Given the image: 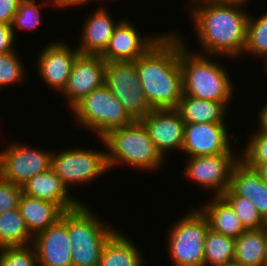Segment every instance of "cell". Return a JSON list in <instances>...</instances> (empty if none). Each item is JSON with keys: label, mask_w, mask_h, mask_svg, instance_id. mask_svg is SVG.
Returning <instances> with one entry per match:
<instances>
[{"label": "cell", "mask_w": 267, "mask_h": 266, "mask_svg": "<svg viewBox=\"0 0 267 266\" xmlns=\"http://www.w3.org/2000/svg\"><path fill=\"white\" fill-rule=\"evenodd\" d=\"M190 20L203 55L240 58L246 45L249 11L236 5L190 0Z\"/></svg>", "instance_id": "6da1fadb"}, {"label": "cell", "mask_w": 267, "mask_h": 266, "mask_svg": "<svg viewBox=\"0 0 267 266\" xmlns=\"http://www.w3.org/2000/svg\"><path fill=\"white\" fill-rule=\"evenodd\" d=\"M134 63L152 110L176 109L183 95L177 32L163 33Z\"/></svg>", "instance_id": "7a4b0ae2"}, {"label": "cell", "mask_w": 267, "mask_h": 266, "mask_svg": "<svg viewBox=\"0 0 267 266\" xmlns=\"http://www.w3.org/2000/svg\"><path fill=\"white\" fill-rule=\"evenodd\" d=\"M189 43L179 35V64L182 71L183 95L193 98L231 102L234 100V83L228 68L216 58L190 50ZM213 59H212V58Z\"/></svg>", "instance_id": "3957f363"}, {"label": "cell", "mask_w": 267, "mask_h": 266, "mask_svg": "<svg viewBox=\"0 0 267 266\" xmlns=\"http://www.w3.org/2000/svg\"><path fill=\"white\" fill-rule=\"evenodd\" d=\"M106 149L109 170L117 166L153 172L162 168L166 159L157 151L141 121L109 131L99 138ZM164 162V163H163ZM163 164V165H162Z\"/></svg>", "instance_id": "277c9868"}, {"label": "cell", "mask_w": 267, "mask_h": 266, "mask_svg": "<svg viewBox=\"0 0 267 266\" xmlns=\"http://www.w3.org/2000/svg\"><path fill=\"white\" fill-rule=\"evenodd\" d=\"M91 209L87 203H82L76 209L67 211L72 266H99L102 248L118 228L107 221L105 223Z\"/></svg>", "instance_id": "5b68a950"}, {"label": "cell", "mask_w": 267, "mask_h": 266, "mask_svg": "<svg viewBox=\"0 0 267 266\" xmlns=\"http://www.w3.org/2000/svg\"><path fill=\"white\" fill-rule=\"evenodd\" d=\"M187 212L167 230V255L171 266H204V242L209 223L197 207Z\"/></svg>", "instance_id": "8992f818"}, {"label": "cell", "mask_w": 267, "mask_h": 266, "mask_svg": "<svg viewBox=\"0 0 267 266\" xmlns=\"http://www.w3.org/2000/svg\"><path fill=\"white\" fill-rule=\"evenodd\" d=\"M75 123L102 138L109 131L134 122L123 105L104 85L93 90L79 101L71 110Z\"/></svg>", "instance_id": "52a82bcc"}, {"label": "cell", "mask_w": 267, "mask_h": 266, "mask_svg": "<svg viewBox=\"0 0 267 266\" xmlns=\"http://www.w3.org/2000/svg\"><path fill=\"white\" fill-rule=\"evenodd\" d=\"M59 151H53L51 168L69 191L74 185L91 184L110 171L105 150L73 146Z\"/></svg>", "instance_id": "ba28073f"}, {"label": "cell", "mask_w": 267, "mask_h": 266, "mask_svg": "<svg viewBox=\"0 0 267 266\" xmlns=\"http://www.w3.org/2000/svg\"><path fill=\"white\" fill-rule=\"evenodd\" d=\"M105 86L134 121H141L152 111L134 62H106Z\"/></svg>", "instance_id": "9c48e42d"}, {"label": "cell", "mask_w": 267, "mask_h": 266, "mask_svg": "<svg viewBox=\"0 0 267 266\" xmlns=\"http://www.w3.org/2000/svg\"><path fill=\"white\" fill-rule=\"evenodd\" d=\"M39 149L18 140L10 141L0 151V177L23 186L36 174L51 169L53 149Z\"/></svg>", "instance_id": "30bf717a"}, {"label": "cell", "mask_w": 267, "mask_h": 266, "mask_svg": "<svg viewBox=\"0 0 267 266\" xmlns=\"http://www.w3.org/2000/svg\"><path fill=\"white\" fill-rule=\"evenodd\" d=\"M219 153L216 155L187 158L183 169L185 177L201 188L211 191V196H222L230 186L232 169L240 160V153ZM214 193H213V192Z\"/></svg>", "instance_id": "8fae6325"}, {"label": "cell", "mask_w": 267, "mask_h": 266, "mask_svg": "<svg viewBox=\"0 0 267 266\" xmlns=\"http://www.w3.org/2000/svg\"><path fill=\"white\" fill-rule=\"evenodd\" d=\"M228 123H194L185 124L182 153L187 158L235 153L233 148L239 145L240 138L229 134ZM232 137H234L232 139ZM233 143V144H232Z\"/></svg>", "instance_id": "7c38bea8"}, {"label": "cell", "mask_w": 267, "mask_h": 266, "mask_svg": "<svg viewBox=\"0 0 267 266\" xmlns=\"http://www.w3.org/2000/svg\"><path fill=\"white\" fill-rule=\"evenodd\" d=\"M106 61L101 56L79 54L74 60L70 76L60 93L71 110L93 90L105 85Z\"/></svg>", "instance_id": "4fadbf2b"}, {"label": "cell", "mask_w": 267, "mask_h": 266, "mask_svg": "<svg viewBox=\"0 0 267 266\" xmlns=\"http://www.w3.org/2000/svg\"><path fill=\"white\" fill-rule=\"evenodd\" d=\"M71 47L62 40H54L43 46L36 58L35 67L40 79L59 95L67 84L74 60L80 54L77 47Z\"/></svg>", "instance_id": "5bb4252c"}, {"label": "cell", "mask_w": 267, "mask_h": 266, "mask_svg": "<svg viewBox=\"0 0 267 266\" xmlns=\"http://www.w3.org/2000/svg\"><path fill=\"white\" fill-rule=\"evenodd\" d=\"M129 19H122L115 27L106 51L101 57L106 62H135L163 35L140 34Z\"/></svg>", "instance_id": "9a60e30c"}, {"label": "cell", "mask_w": 267, "mask_h": 266, "mask_svg": "<svg viewBox=\"0 0 267 266\" xmlns=\"http://www.w3.org/2000/svg\"><path fill=\"white\" fill-rule=\"evenodd\" d=\"M141 122L164 159L170 152L181 153L185 123L176 109L152 110Z\"/></svg>", "instance_id": "2e32d148"}, {"label": "cell", "mask_w": 267, "mask_h": 266, "mask_svg": "<svg viewBox=\"0 0 267 266\" xmlns=\"http://www.w3.org/2000/svg\"><path fill=\"white\" fill-rule=\"evenodd\" d=\"M38 266H72V246L67 228V211L47 229L33 236Z\"/></svg>", "instance_id": "e0dca14e"}, {"label": "cell", "mask_w": 267, "mask_h": 266, "mask_svg": "<svg viewBox=\"0 0 267 266\" xmlns=\"http://www.w3.org/2000/svg\"><path fill=\"white\" fill-rule=\"evenodd\" d=\"M108 9L100 5L93 14L85 16L77 46L80 54L101 56L106 51L115 27L122 20L115 21Z\"/></svg>", "instance_id": "ac0fdd59"}, {"label": "cell", "mask_w": 267, "mask_h": 266, "mask_svg": "<svg viewBox=\"0 0 267 266\" xmlns=\"http://www.w3.org/2000/svg\"><path fill=\"white\" fill-rule=\"evenodd\" d=\"M22 192L37 199L51 201L64 212L85 203L67 189L52 168L33 176L22 186Z\"/></svg>", "instance_id": "d6986e66"}, {"label": "cell", "mask_w": 267, "mask_h": 266, "mask_svg": "<svg viewBox=\"0 0 267 266\" xmlns=\"http://www.w3.org/2000/svg\"><path fill=\"white\" fill-rule=\"evenodd\" d=\"M229 188L236 195L251 200L267 222V184L254 168L239 160L232 169Z\"/></svg>", "instance_id": "ffe728a7"}, {"label": "cell", "mask_w": 267, "mask_h": 266, "mask_svg": "<svg viewBox=\"0 0 267 266\" xmlns=\"http://www.w3.org/2000/svg\"><path fill=\"white\" fill-rule=\"evenodd\" d=\"M209 200L199 207L196 206L207 218L209 229L234 239L247 230L232 206L222 196H212Z\"/></svg>", "instance_id": "44dd1931"}, {"label": "cell", "mask_w": 267, "mask_h": 266, "mask_svg": "<svg viewBox=\"0 0 267 266\" xmlns=\"http://www.w3.org/2000/svg\"><path fill=\"white\" fill-rule=\"evenodd\" d=\"M131 238L117 229L102 248L99 266H145L143 251Z\"/></svg>", "instance_id": "7402d4cb"}, {"label": "cell", "mask_w": 267, "mask_h": 266, "mask_svg": "<svg viewBox=\"0 0 267 266\" xmlns=\"http://www.w3.org/2000/svg\"><path fill=\"white\" fill-rule=\"evenodd\" d=\"M231 102H217L182 95L176 110L185 124L227 123ZM226 119V120H225Z\"/></svg>", "instance_id": "603a6c76"}, {"label": "cell", "mask_w": 267, "mask_h": 266, "mask_svg": "<svg viewBox=\"0 0 267 266\" xmlns=\"http://www.w3.org/2000/svg\"><path fill=\"white\" fill-rule=\"evenodd\" d=\"M18 209L25 224L34 236L56 223L64 211L55 203L21 193Z\"/></svg>", "instance_id": "cb8c5ba5"}, {"label": "cell", "mask_w": 267, "mask_h": 266, "mask_svg": "<svg viewBox=\"0 0 267 266\" xmlns=\"http://www.w3.org/2000/svg\"><path fill=\"white\" fill-rule=\"evenodd\" d=\"M234 260L242 266H267L265 226L246 230L235 239Z\"/></svg>", "instance_id": "d4e9b609"}, {"label": "cell", "mask_w": 267, "mask_h": 266, "mask_svg": "<svg viewBox=\"0 0 267 266\" xmlns=\"http://www.w3.org/2000/svg\"><path fill=\"white\" fill-rule=\"evenodd\" d=\"M32 243L33 235L18 208L0 214V248L28 246Z\"/></svg>", "instance_id": "484cf974"}, {"label": "cell", "mask_w": 267, "mask_h": 266, "mask_svg": "<svg viewBox=\"0 0 267 266\" xmlns=\"http://www.w3.org/2000/svg\"><path fill=\"white\" fill-rule=\"evenodd\" d=\"M204 247V266H220L234 260V238L208 229Z\"/></svg>", "instance_id": "4316f807"}, {"label": "cell", "mask_w": 267, "mask_h": 266, "mask_svg": "<svg viewBox=\"0 0 267 266\" xmlns=\"http://www.w3.org/2000/svg\"><path fill=\"white\" fill-rule=\"evenodd\" d=\"M253 55L263 62L267 59V11L259 17L249 15L247 23L246 45L241 56Z\"/></svg>", "instance_id": "83f0119b"}, {"label": "cell", "mask_w": 267, "mask_h": 266, "mask_svg": "<svg viewBox=\"0 0 267 266\" xmlns=\"http://www.w3.org/2000/svg\"><path fill=\"white\" fill-rule=\"evenodd\" d=\"M39 0H21L16 14L13 16L11 28L14 32L15 38H17L16 31L25 30L33 31L37 29L41 23L42 15L41 8L45 5H53L52 0H43L42 3L37 2ZM50 3V4H49ZM42 4V5H41ZM45 4V5H44ZM18 29V30H16Z\"/></svg>", "instance_id": "f1b7e54d"}, {"label": "cell", "mask_w": 267, "mask_h": 266, "mask_svg": "<svg viewBox=\"0 0 267 266\" xmlns=\"http://www.w3.org/2000/svg\"><path fill=\"white\" fill-rule=\"evenodd\" d=\"M222 197L232 206L247 230L260 229L266 225L267 222L262 218L251 200L236 195L230 188L222 194Z\"/></svg>", "instance_id": "f546056e"}, {"label": "cell", "mask_w": 267, "mask_h": 266, "mask_svg": "<svg viewBox=\"0 0 267 266\" xmlns=\"http://www.w3.org/2000/svg\"><path fill=\"white\" fill-rule=\"evenodd\" d=\"M18 51L0 53V89L22 83L25 78V68Z\"/></svg>", "instance_id": "4dcf8cb0"}, {"label": "cell", "mask_w": 267, "mask_h": 266, "mask_svg": "<svg viewBox=\"0 0 267 266\" xmlns=\"http://www.w3.org/2000/svg\"><path fill=\"white\" fill-rule=\"evenodd\" d=\"M248 141L240 153V160L246 165H261L267 163V134L251 131Z\"/></svg>", "instance_id": "1f68e13d"}, {"label": "cell", "mask_w": 267, "mask_h": 266, "mask_svg": "<svg viewBox=\"0 0 267 266\" xmlns=\"http://www.w3.org/2000/svg\"><path fill=\"white\" fill-rule=\"evenodd\" d=\"M0 266H38L34 246L0 248Z\"/></svg>", "instance_id": "d6a6232c"}, {"label": "cell", "mask_w": 267, "mask_h": 266, "mask_svg": "<svg viewBox=\"0 0 267 266\" xmlns=\"http://www.w3.org/2000/svg\"><path fill=\"white\" fill-rule=\"evenodd\" d=\"M22 186L0 177V214L18 208Z\"/></svg>", "instance_id": "836d02e7"}, {"label": "cell", "mask_w": 267, "mask_h": 266, "mask_svg": "<svg viewBox=\"0 0 267 266\" xmlns=\"http://www.w3.org/2000/svg\"><path fill=\"white\" fill-rule=\"evenodd\" d=\"M16 38L9 24H0V53L16 51Z\"/></svg>", "instance_id": "e575fe53"}, {"label": "cell", "mask_w": 267, "mask_h": 266, "mask_svg": "<svg viewBox=\"0 0 267 266\" xmlns=\"http://www.w3.org/2000/svg\"><path fill=\"white\" fill-rule=\"evenodd\" d=\"M21 0H0V24L11 25Z\"/></svg>", "instance_id": "d590c367"}, {"label": "cell", "mask_w": 267, "mask_h": 266, "mask_svg": "<svg viewBox=\"0 0 267 266\" xmlns=\"http://www.w3.org/2000/svg\"><path fill=\"white\" fill-rule=\"evenodd\" d=\"M53 1V7H57V9L61 8V9H68V8H72L74 7H80L83 5H88L93 3V1L95 0H52ZM101 1V0H100ZM104 2V0H102ZM97 2V0H96ZM68 7V8H67Z\"/></svg>", "instance_id": "8d00e7d4"}, {"label": "cell", "mask_w": 267, "mask_h": 266, "mask_svg": "<svg viewBox=\"0 0 267 266\" xmlns=\"http://www.w3.org/2000/svg\"><path fill=\"white\" fill-rule=\"evenodd\" d=\"M267 101V100H266ZM262 108L259 110L258 113V128L256 127V131L259 133L267 134V102L262 104Z\"/></svg>", "instance_id": "74e56055"}, {"label": "cell", "mask_w": 267, "mask_h": 266, "mask_svg": "<svg viewBox=\"0 0 267 266\" xmlns=\"http://www.w3.org/2000/svg\"><path fill=\"white\" fill-rule=\"evenodd\" d=\"M206 1H211L220 4H227V5H236L244 7L246 9H247V3L250 2V0H206Z\"/></svg>", "instance_id": "f35d334b"}, {"label": "cell", "mask_w": 267, "mask_h": 266, "mask_svg": "<svg viewBox=\"0 0 267 266\" xmlns=\"http://www.w3.org/2000/svg\"><path fill=\"white\" fill-rule=\"evenodd\" d=\"M247 166L254 168L260 175L261 179L267 184V163L261 165H247Z\"/></svg>", "instance_id": "ab89813d"}, {"label": "cell", "mask_w": 267, "mask_h": 266, "mask_svg": "<svg viewBox=\"0 0 267 266\" xmlns=\"http://www.w3.org/2000/svg\"><path fill=\"white\" fill-rule=\"evenodd\" d=\"M220 266H242L240 263H238L237 261L235 260H232V261H229L223 265H220Z\"/></svg>", "instance_id": "60d3db41"}, {"label": "cell", "mask_w": 267, "mask_h": 266, "mask_svg": "<svg viewBox=\"0 0 267 266\" xmlns=\"http://www.w3.org/2000/svg\"><path fill=\"white\" fill-rule=\"evenodd\" d=\"M265 242H266V251H267V223L265 225Z\"/></svg>", "instance_id": "b9f144b4"}, {"label": "cell", "mask_w": 267, "mask_h": 266, "mask_svg": "<svg viewBox=\"0 0 267 266\" xmlns=\"http://www.w3.org/2000/svg\"><path fill=\"white\" fill-rule=\"evenodd\" d=\"M264 65H265V66H263L264 67V70L267 71V59L264 61Z\"/></svg>", "instance_id": "7bdbcfd3"}]
</instances>
